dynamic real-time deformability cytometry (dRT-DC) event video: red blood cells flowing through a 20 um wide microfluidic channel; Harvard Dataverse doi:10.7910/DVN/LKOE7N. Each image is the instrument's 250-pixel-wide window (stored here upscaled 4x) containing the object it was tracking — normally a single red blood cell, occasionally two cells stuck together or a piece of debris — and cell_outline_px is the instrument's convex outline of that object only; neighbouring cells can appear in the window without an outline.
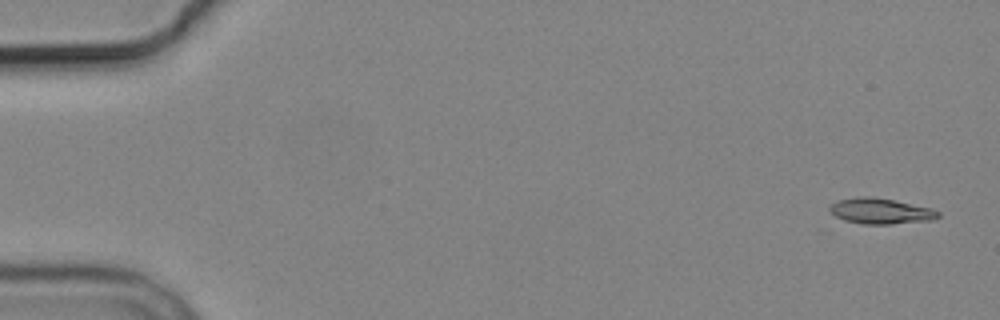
{"species": "common noctule bat (a hibernating species)", "species_latin": "Nyctalus noctula", "temperature_condition": "cold", "stored_images_in_passage": 6, "camera_frame_rate_fps": 3000, "um_per_image_px": 0.085, "animal": {"sex": "male", "body_mass_g": 19.2, "forearm_length_mm": 51.8}, "frame": {"image": 1, "passage_image": 1, "time_ms": 0.0, "image_size_px": [1000, 320], "cell_outline_px": [[940, 216], [932, 220], [892, 224], [864, 224], [844, 220], [828, 212], [828, 208], [832, 204], [840, 200], [856, 196], [868, 196], [892, 200], [932, 208], [940, 212]], "centroid_in_image_um": [74.84, 17.94], "position_along_channel_um": 10.2, "area_um2": 16.18}}
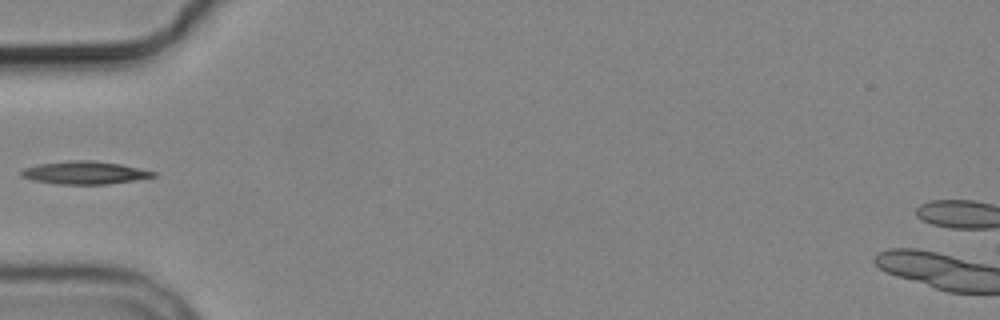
{"frame": {"image": 2, "passage_image": 5, "time_ms": 5.667, "image_size_px": [1000, 320], "cell_outline_px": [[156, 176], [136, 180], [108, 184], [56, 184], [32, 180], [20, 176], [20, 172], [24, 168], [40, 164], [68, 160], [92, 160], [120, 164], [156, 172]], "centroid_in_image_um": [7.18, 14.68], "position_along_channel_um": 77.8, "area_um2": 17.57}}
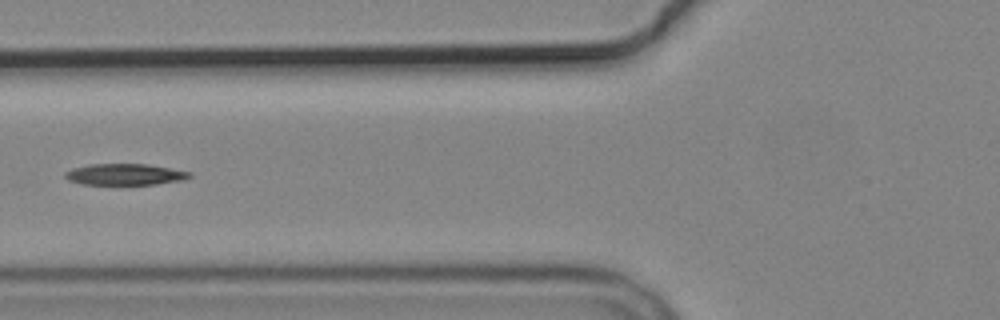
{"frame": {"image": 3, "passage_image": 6, "time_ms": 6.667, "image_size_px": [1000, 320], "cell_outline_px": [[192, 176], [184, 180], [156, 184], [84, 184], [68, 180], [64, 176], [64, 172], [72, 168], [88, 164], [148, 164], [192, 172]], "centroid_in_image_um": [10.62, 14.82], "position_along_channel_um": 115.2, "area_um2": 15.49}}